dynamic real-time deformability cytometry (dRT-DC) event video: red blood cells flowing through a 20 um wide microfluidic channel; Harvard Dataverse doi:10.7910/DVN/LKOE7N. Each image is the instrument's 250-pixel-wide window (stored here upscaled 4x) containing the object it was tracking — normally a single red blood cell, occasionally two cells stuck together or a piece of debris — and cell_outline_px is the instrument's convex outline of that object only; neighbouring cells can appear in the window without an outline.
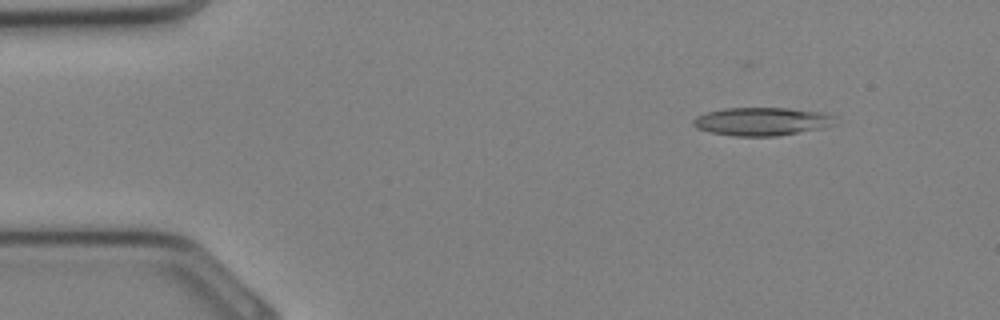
{"species": "Egyptian fruit bat (a non-hibernating species)", "species_latin": "Rousettus aegyptiacus", "temperature_condition": "cold", "stored_images_in_passage": 15, "camera_frame_rate_fps": 3000, "um_per_image_px": 0.085, "animal": {"sex": "female"}, "frame": {"image": 1, "passage_image": 1, "time_ms": 0.0, "image_size_px": [1000, 320], "cell_outline_px": [[840, 124], [824, 128], [776, 136], [732, 136], [708, 132], [696, 128], [692, 124], [692, 120], [696, 116], [704, 112], [724, 108], [788, 108], [824, 112], [836, 116]], "centroid_in_image_um": [64.8, 10.32], "position_along_channel_um": 20.2, "area_um2": 23.93}}
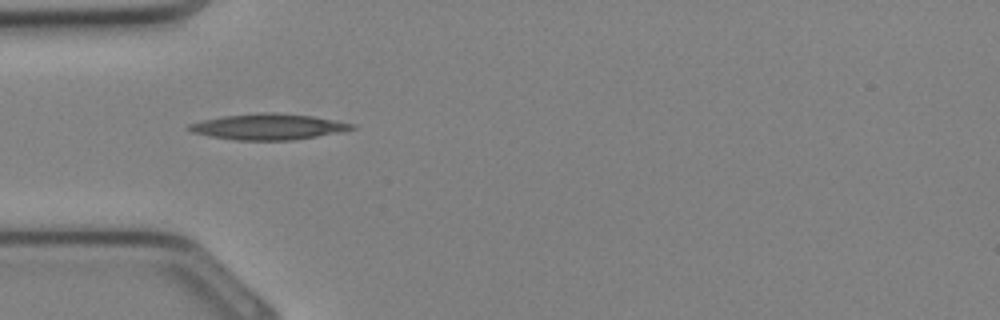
{"frame": {"image": 2, "passage_image": 7, "time_ms": 2.0, "image_size_px": [1000, 320], "cell_outline_px": [[356, 128], [340, 132], [292, 140], [236, 140], [212, 136], [192, 132], [184, 128], [188, 124], [204, 120], [224, 116], [260, 112], [276, 112], [312, 116], [336, 120], [356, 124]], "centroid_in_image_um": [22.82, 10.76], "position_along_channel_um": 62.2, "area_um2": 24.51}}
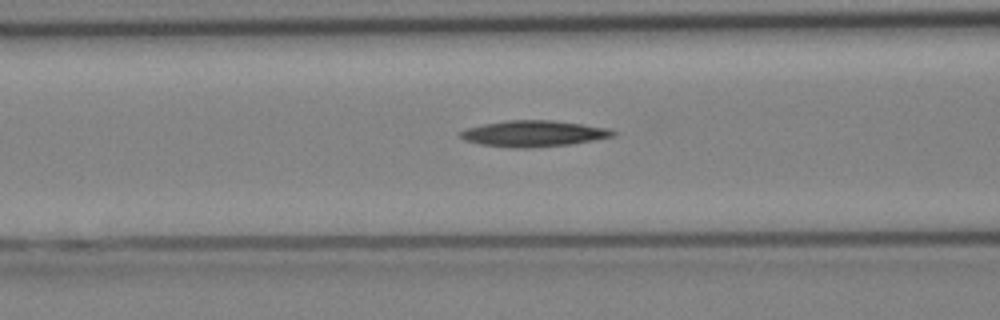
{"frame": {"image": 3, "passage_image": 10, "time_ms": 3.0, "image_size_px": [1000, 320], "cell_outline_px": [[616, 132], [612, 136], [596, 140], [572, 144], [532, 148], [512, 148], [480, 144], [464, 140], [460, 136], [460, 132], [464, 128], [484, 124], [508, 120], [552, 120], [612, 128]], "centroid_in_image_um": [45.37, 11.36], "position_along_channel_um": 121.2, "area_um2": 23.41}}